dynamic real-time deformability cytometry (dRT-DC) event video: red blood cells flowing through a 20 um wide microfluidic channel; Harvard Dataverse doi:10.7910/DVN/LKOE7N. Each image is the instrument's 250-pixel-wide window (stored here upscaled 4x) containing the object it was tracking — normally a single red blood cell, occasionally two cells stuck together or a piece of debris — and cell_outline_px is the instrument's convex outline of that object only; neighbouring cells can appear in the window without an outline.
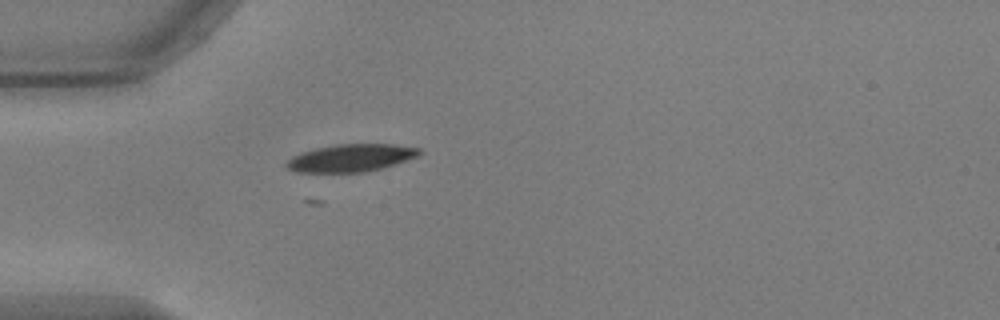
{"species": "common noctule bat (a hibernating species)", "species_latin": "Nyctalus noctula", "temperature_condition": "warm", "stored_images_in_passage": 25, "camera_frame_rate_fps": 3000, "um_per_image_px": 0.085, "animal": {"sex": "male", "body_mass_g": 17.9, "forearm_length_mm": 54.2}, "frame": {"image": 1, "passage_image": 1, "time_ms": 0.0, "image_size_px": [1000, 320], "cell_outline_px": [[424, 152], [416, 156], [384, 168], [364, 172], [296, 172], [288, 168], [284, 164], [292, 156], [300, 152], [316, 148], [336, 144], [392, 144], [420, 148]], "centroid_in_image_um": [29.82, 13.42], "position_along_channel_um": 55.2, "area_um2": 21.33}}
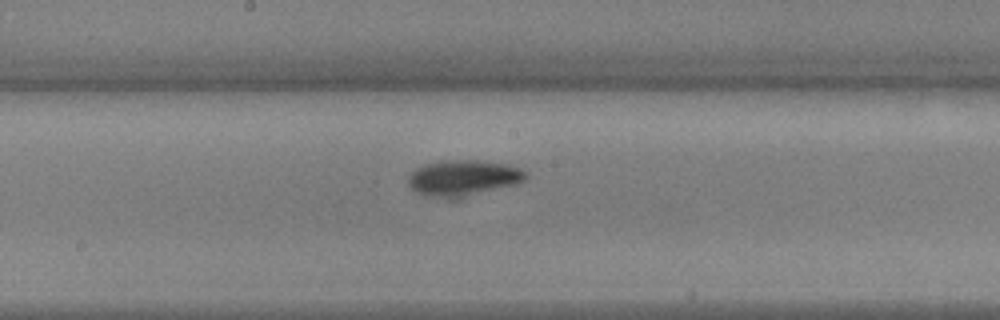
{"frame": {"image": 2, "passage_image": 14, "time_ms": 4.333, "image_size_px": [1000, 320], "cell_outline_px": [[528, 176], [524, 180], [516, 184], [460, 200], [444, 200], [424, 196], [416, 192], [408, 184], [408, 176], [416, 168], [424, 164], [440, 160], [476, 160], [508, 164], [520, 168]], "centroid_in_image_um": [39.34, 15.17], "position_along_channel_um": 208.9, "area_um2": 25.49}}
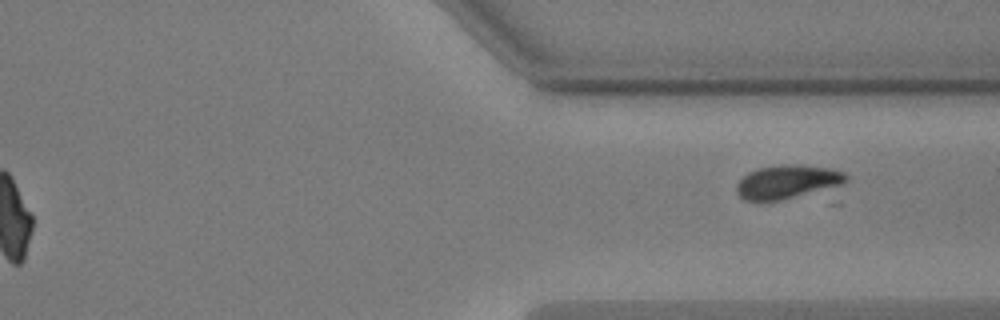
{"frame": {"image": 3, "passage_image": 25, "time_ms": 8.0, "image_size_px": [1000, 320], "cell_outline_px": [[848, 180], [844, 184], [836, 188], [780, 200], [760, 204], [744, 200], [736, 192], [736, 184], [748, 172], [756, 168], [784, 164], [800, 164], [832, 168], [844, 172], [848, 176]], "centroid_in_image_um": [66.94, 15.48], "position_along_channel_um": 344.5, "area_um2": 22.43}}